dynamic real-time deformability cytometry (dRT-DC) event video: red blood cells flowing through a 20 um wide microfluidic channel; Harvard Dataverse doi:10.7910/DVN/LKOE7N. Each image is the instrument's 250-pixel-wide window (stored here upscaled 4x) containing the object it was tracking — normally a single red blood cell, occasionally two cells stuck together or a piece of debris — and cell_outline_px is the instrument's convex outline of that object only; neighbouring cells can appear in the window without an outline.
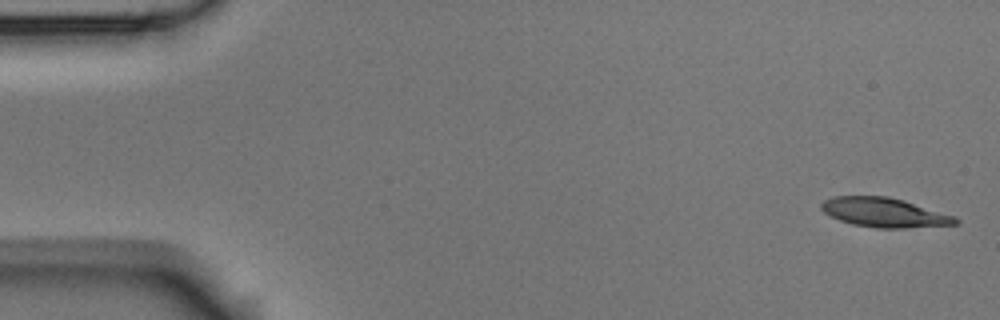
{"species": "Egyptian fruit bat (a non-hibernating species)", "species_latin": "Rousettus aegyptiacus", "temperature_condition": "room temperature", "stored_images_in_passage": 5, "camera_frame_rate_fps": 3000, "um_per_image_px": 0.085, "animal": {"sex": "male"}, "frame": {"image": 1, "passage_image": 1, "time_ms": 0.0, "image_size_px": [1000, 320], "cell_outline_px": [[960, 224], [904, 228], [876, 228], [852, 224], [840, 220], [824, 212], [820, 208], [820, 204], [824, 200], [832, 196], [888, 196], [904, 200], [956, 216], [960, 220]], "centroid_in_image_um": [75.2, 18.06], "position_along_channel_um": 9.8, "area_um2": 23.12}}
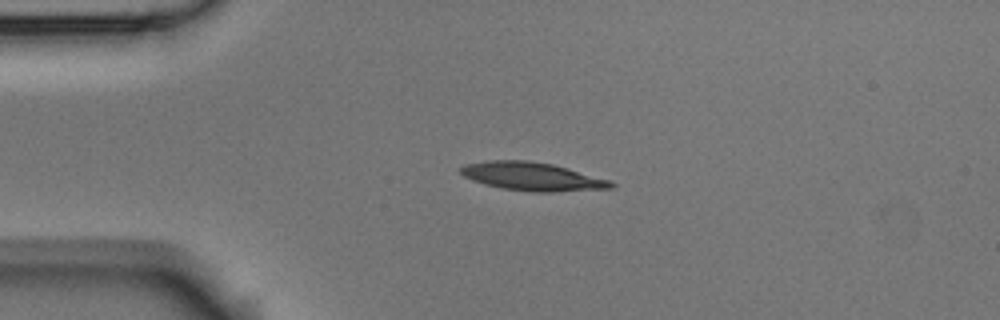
{"frame": {"image": 2, "passage_image": 3, "time_ms": 3.667, "image_size_px": [1000, 320], "cell_outline_px": [[616, 184], [612, 188], [552, 192], [532, 192], [500, 188], [484, 184], [472, 180], [464, 176], [460, 172], [460, 168], [464, 164], [488, 160], [528, 160], [552, 164], [568, 168], [612, 180]], "centroid_in_image_um": [45.25, 15.0], "position_along_channel_um": 39.8, "area_um2": 25.03}}
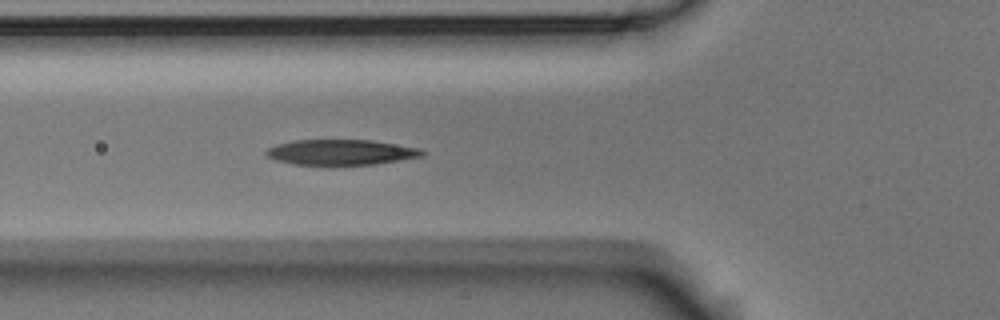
{"frame": {"image": 3, "passage_image": 5, "time_ms": 6.0, "image_size_px": [1000, 320], "cell_outline_px": [[428, 152], [424, 156], [376, 164], [292, 164], [276, 160], [268, 156], [264, 152], [268, 148], [276, 144], [292, 140], [372, 140], [420, 148]], "centroid_in_image_um": [29.02, 12.93], "position_along_channel_um": 96.8, "area_um2": 23.06}}